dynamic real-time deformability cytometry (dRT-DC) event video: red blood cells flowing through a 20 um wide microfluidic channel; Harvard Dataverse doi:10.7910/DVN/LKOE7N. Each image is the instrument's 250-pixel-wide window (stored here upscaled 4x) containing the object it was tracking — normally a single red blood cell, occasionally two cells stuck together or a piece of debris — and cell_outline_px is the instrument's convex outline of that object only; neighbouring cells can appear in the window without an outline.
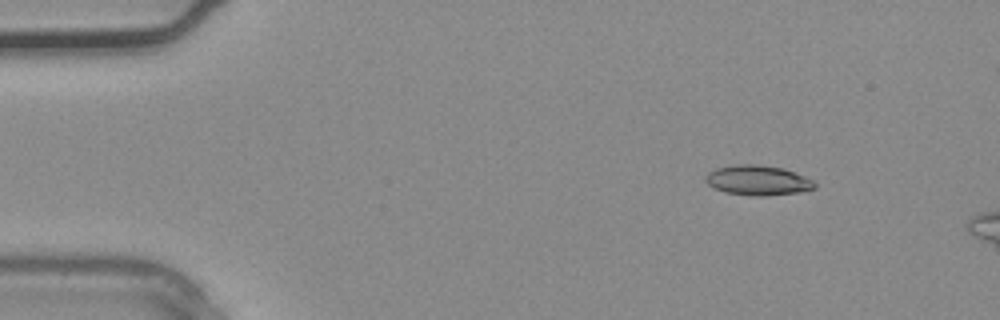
{"species": "common noctule bat (a hibernating species)", "species_latin": "Nyctalus noctula", "temperature_condition": "warm", "stored_images_in_passage": 7, "camera_frame_rate_fps": 3000, "um_per_image_px": 0.085, "animal": {"sex": "male", "body_mass_g": 20.4}, "frame": {"image": 1, "passage_image": 3, "time_ms": 0.667, "image_size_px": [1000, 320], "cell_outline_px": [[816, 188], [800, 192], [764, 196], [752, 196], [724, 192], [708, 184], [704, 180], [704, 176], [708, 172], [716, 168], [736, 164], [756, 164], [784, 168], [804, 176], [812, 180], [816, 184]], "centroid_in_image_um": [64.4, 15.32], "position_along_channel_um": 20.6, "area_um2": 19.13}}